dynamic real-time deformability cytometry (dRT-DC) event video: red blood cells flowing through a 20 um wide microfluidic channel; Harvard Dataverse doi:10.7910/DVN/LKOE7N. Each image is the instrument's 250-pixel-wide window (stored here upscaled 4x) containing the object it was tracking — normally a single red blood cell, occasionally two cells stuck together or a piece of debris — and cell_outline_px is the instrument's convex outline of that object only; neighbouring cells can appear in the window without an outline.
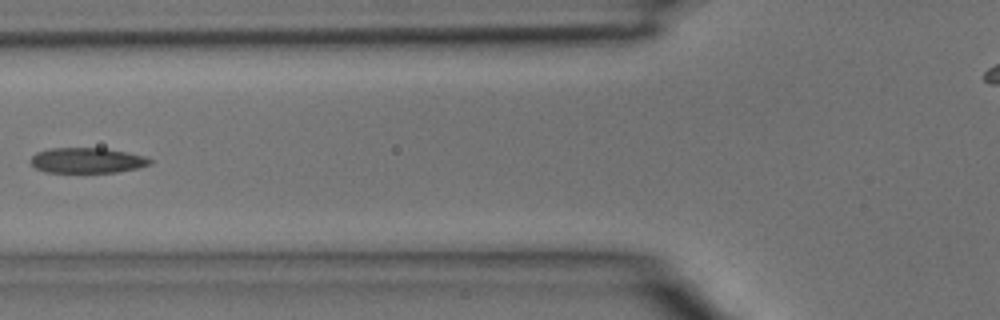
{"species": "common noctule bat (a hibernating species)", "species_latin": "Nyctalus noctula", "temperature_condition": "room temperature", "stored_images_in_passage": 5, "camera_frame_rate_fps": 3000, "um_per_image_px": 0.085, "animal": {"sex": "male", "body_mass_g": 15.6}, "frame": {"image": 1, "passage_image": 5, "time_ms": 1.333, "image_size_px": [1000, 320], "cell_outline_px": [[152, 164], [140, 168], [116, 172], [44, 172], [36, 168], [32, 164], [32, 156], [36, 152], [52, 148], [104, 148], [128, 152], [144, 156], [152, 160]], "centroid_in_image_um": [7.45, 13.63], "position_along_channel_um": 118.4, "area_um2": 17.63}}